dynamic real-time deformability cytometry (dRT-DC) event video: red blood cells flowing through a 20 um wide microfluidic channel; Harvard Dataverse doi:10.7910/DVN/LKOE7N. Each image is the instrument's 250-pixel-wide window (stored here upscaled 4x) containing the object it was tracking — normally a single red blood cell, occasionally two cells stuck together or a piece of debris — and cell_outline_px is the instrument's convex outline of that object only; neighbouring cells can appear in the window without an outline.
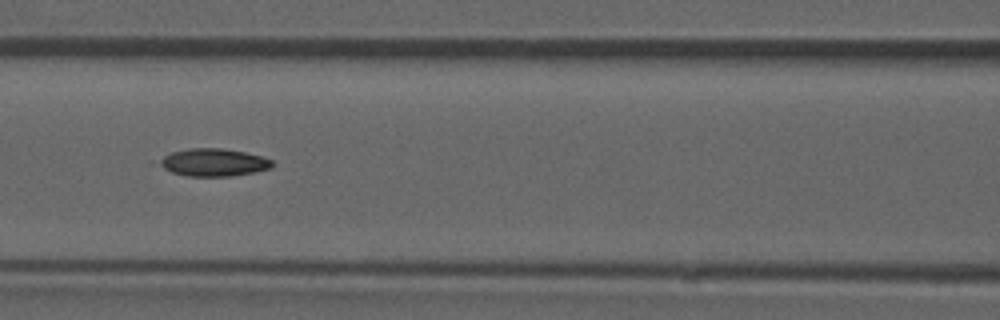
{"species": "common noctule bat (a hibernating species)", "species_latin": "Nyctalus noctula", "temperature_condition": "room temperature", "stored_images_in_passage": 51, "camera_frame_rate_fps": 3000, "um_per_image_px": 0.085, "animal": {"sex": "male", "forearm_length_mm": 52.5}, "frame": {"image": 1, "passage_image": 22, "time_ms": 7.0, "image_size_px": [1000, 320], "cell_outline_px": [[276, 164], [272, 168], [256, 172], [228, 176], [188, 176], [172, 172], [148, 164], [152, 160], [172, 152], [188, 148], [220, 148], [244, 152], [264, 156], [272, 160]], "centroid_in_image_um": [18.04, 13.8], "position_along_channel_um": 148.6, "area_um2": 18.9}}
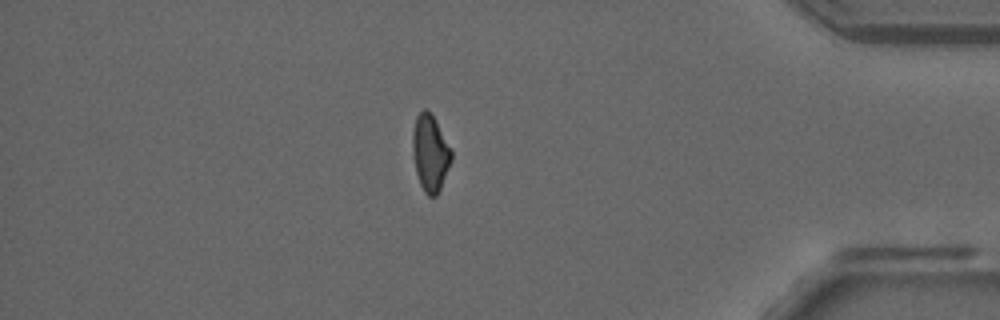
{"frame": {"image": 2, "passage_image": 44, "time_ms": 14.333, "image_size_px": [1000, 320], "cell_outline_px": [[452, 160], [440, 188], [436, 196], [428, 196], [424, 192], [420, 184], [416, 172], [412, 156], [412, 132], [416, 116], [424, 108], [432, 116], [452, 152]], "centroid_in_image_um": [36.53, 13.04], "position_along_channel_um": 398.7, "area_um2": 16.99}, "authors_computed_cell_mechanics": {"area_um2": 18.0914, "velocity_mm_per_s": 3.9262, "shape_relaxation_time_tau1_ms": null, "shape_relaxation_time_tau2_ms": 3.2918, "deformation_change_tau1": null, "deformation_change_tau2": 0.1005}}